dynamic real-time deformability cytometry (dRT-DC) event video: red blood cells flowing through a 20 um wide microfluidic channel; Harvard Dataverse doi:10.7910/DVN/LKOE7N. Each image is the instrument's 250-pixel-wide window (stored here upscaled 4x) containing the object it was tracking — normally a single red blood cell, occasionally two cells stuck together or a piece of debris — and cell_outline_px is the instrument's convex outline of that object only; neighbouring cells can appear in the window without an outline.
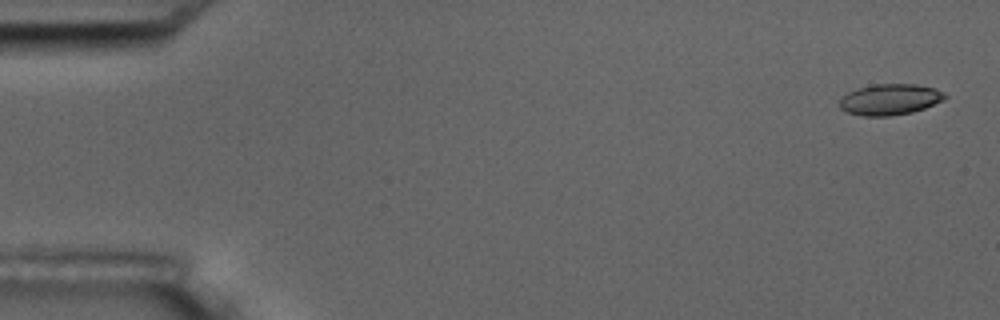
{"species": "common noctule bat (a hibernating species)", "species_latin": "Nyctalus noctula", "temperature_condition": "room temperature", "stored_images_in_passage": 6, "camera_frame_rate_fps": 3000, "um_per_image_px": 0.085, "animal": {"sex": "male", "body_mass_g": 17.5, "forearm_length_mm": 52.3}, "frame": {"image": 1, "passage_image": 1, "time_ms": 0.0, "image_size_px": [1000, 320], "cell_outline_px": [[948, 96], [944, 100], [924, 108], [912, 112], [892, 116], [864, 116], [848, 112], [840, 108], [836, 104], [848, 92], [856, 88], [872, 84], [916, 84], [936, 88], [944, 92]], "centroid_in_image_um": [75.65, 8.45], "position_along_channel_um": 9.4, "area_um2": 19.25}}
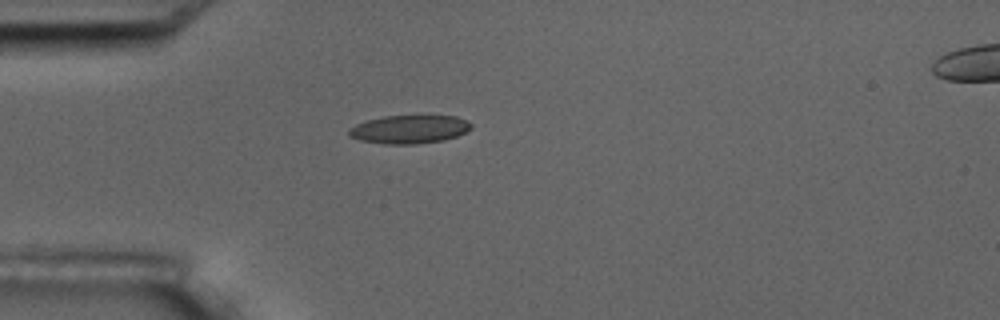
{"frame": {"image": 2, "passage_image": 5, "time_ms": 4.667, "image_size_px": [1000, 320], "cell_outline_px": [[472, 128], [456, 136], [444, 140], [416, 144], [384, 144], [360, 140], [348, 136], [348, 128], [356, 124], [368, 120], [384, 116], [456, 116], [468, 120], [472, 124]], "centroid_in_image_um": [34.78, 10.99], "position_along_channel_um": 50.2, "area_um2": 20.23}}